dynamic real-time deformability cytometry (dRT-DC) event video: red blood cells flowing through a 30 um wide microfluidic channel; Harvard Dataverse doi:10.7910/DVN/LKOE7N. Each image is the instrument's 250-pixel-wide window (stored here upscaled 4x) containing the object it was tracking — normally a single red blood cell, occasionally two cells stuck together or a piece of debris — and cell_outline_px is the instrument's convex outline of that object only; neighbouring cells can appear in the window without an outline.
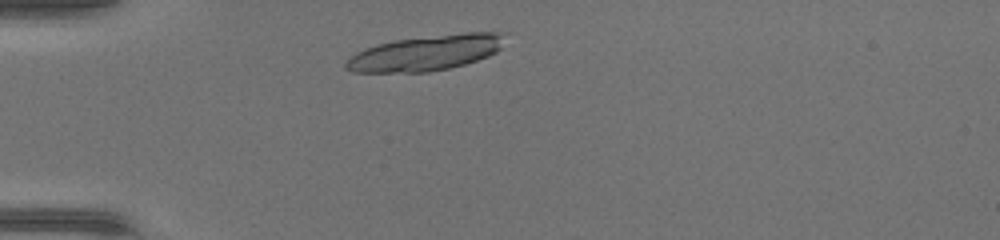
{"species": "common noctule bat (a hibernating species)", "species_latin": "Nyctalus noctula", "temperature_condition": "warm", "stored_images_in_passage": 8, "camera_frame_rate_fps": 3000, "um_per_image_px": 0.085, "animal": {"sex": "female", "body_mass_g": 17.0, "forearm_length_mm": 48.0}, "frame": {"image": 1, "passage_image": 3, "time_ms": 0.667, "image_size_px": [1000, 240], "cell_outline_px": [[508, 32], [500, 48], [496, 52], [488, 56], [464, 64], [448, 68], [428, 72], [352, 72], [344, 68], [344, 60], [356, 52], [376, 44], [392, 40], [464, 32]], "centroid_in_image_um": [36.18, 4.48], "position_along_channel_um": 48.8, "area_um2": 33.06}}